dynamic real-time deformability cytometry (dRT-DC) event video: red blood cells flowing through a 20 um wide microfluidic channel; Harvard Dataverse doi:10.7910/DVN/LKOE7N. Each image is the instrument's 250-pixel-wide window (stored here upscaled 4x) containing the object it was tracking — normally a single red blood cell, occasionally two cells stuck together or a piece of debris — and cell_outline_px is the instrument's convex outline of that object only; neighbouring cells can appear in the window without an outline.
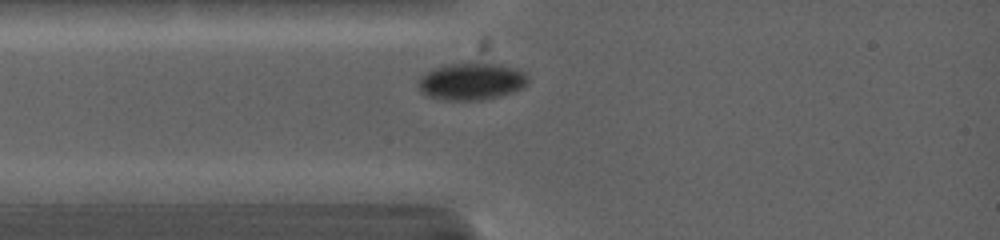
{"species": "common noctule bat (a hibernating species)", "species_latin": "Nyctalus noctula", "temperature_condition": "warm", "stored_images_in_passage": 11, "camera_frame_rate_fps": 5000, "um_per_image_px": 0.085, "animal": {"sex": "female", "body_mass_g": 19.0, "forearm_length_mm": 53.3}, "frame": {"image": 1, "passage_image": 2, "time_ms": 0.4, "image_size_px": [1000, 240], "cell_outline_px": [[528, 84], [512, 92], [500, 96], [480, 100], [444, 100], [424, 96], [420, 92], [420, 76], [432, 68], [452, 64], [500, 64], [524, 72], [528, 76]], "centroid_in_image_um": [40.05, 6.94], "position_along_channel_um": 44.9, "area_um2": 23.47}}
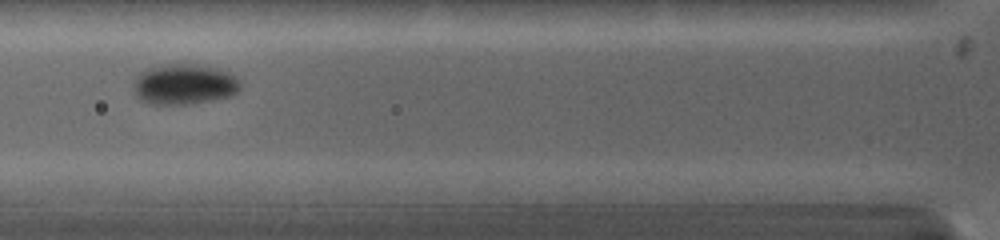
{"frame": {"image": 2, "passage_image": 7, "time_ms": 2.0, "image_size_px": [1000, 240], "cell_outline_px": [[240, 88], [232, 96], [212, 100], [188, 104], [148, 104], [140, 100], [136, 96], [136, 80], [140, 72], [148, 68], [168, 64], [192, 64], [212, 68], [228, 72], [240, 84]], "centroid_in_image_um": [15.64, 7.18], "position_along_channel_um": 110.2, "area_um2": 24.68}}